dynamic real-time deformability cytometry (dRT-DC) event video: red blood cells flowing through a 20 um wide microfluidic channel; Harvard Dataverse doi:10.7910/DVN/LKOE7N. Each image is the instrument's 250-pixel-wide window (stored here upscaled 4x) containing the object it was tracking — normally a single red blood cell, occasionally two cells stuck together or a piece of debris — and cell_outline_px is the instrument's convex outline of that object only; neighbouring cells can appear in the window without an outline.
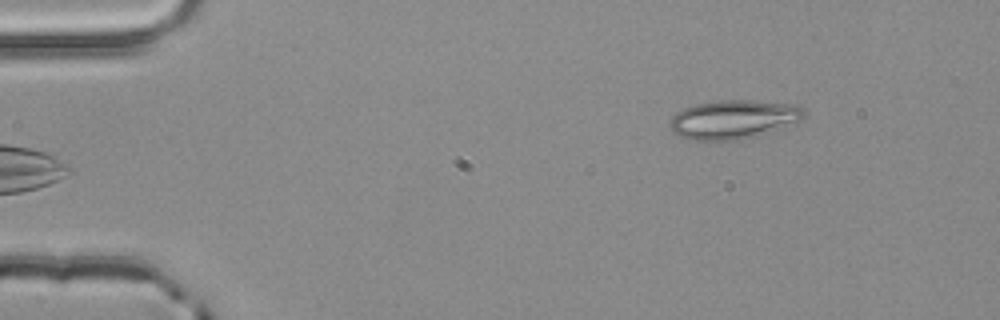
{"species": "common noctule bat (a hibernating species)", "species_latin": "Nyctalus noctula", "temperature_condition": "room temperature", "stored_images_in_passage": 4, "segment_of_instrument_passage": [2, 2], "camera_frame_rate_fps": 3000, "um_per_image_px": 0.085, "animal": {"sex": "male", "body_mass_g": 20.4}, "frame": {"image": 1, "passage_image": 4, "time_ms": 1.0, "image_size_px": [1000, 320], "cell_outline_px": [[804, 116], [800, 120], [756, 136], [740, 140], [688, 140], [672, 132], [668, 124], [672, 116], [676, 112], [684, 108], [696, 104], [720, 100], [748, 100], [796, 104], [804, 108]], "centroid_in_image_um": [62.29, 10.15], "position_along_channel_um": 22.7, "area_um2": 30.35}}